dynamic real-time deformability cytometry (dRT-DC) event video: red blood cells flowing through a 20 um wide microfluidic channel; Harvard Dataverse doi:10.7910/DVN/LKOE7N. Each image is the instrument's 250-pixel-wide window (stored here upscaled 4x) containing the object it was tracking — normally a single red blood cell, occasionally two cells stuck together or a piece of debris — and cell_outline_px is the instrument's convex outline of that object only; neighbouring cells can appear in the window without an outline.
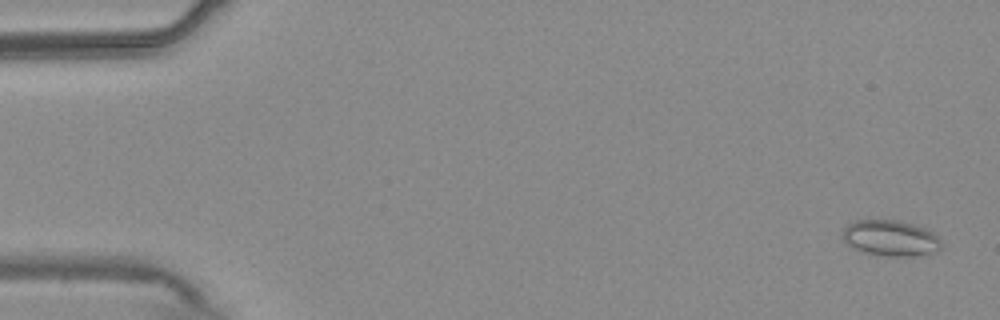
{"species": "common noctule bat (a hibernating species)", "species_latin": "Nyctalus noctula", "temperature_condition": "warm", "stored_images_in_passage": 55, "camera_frame_rate_fps": 3000, "um_per_image_px": 0.085, "animal": {"sex": "male", "body_mass_g": 20.4}, "frame": {"image": 1, "passage_image": 2, "time_ms": 0.333, "image_size_px": [1000, 320], "cell_outline_px": [[944, 248], [936, 252], [912, 256], [888, 256], [864, 252], [848, 244], [844, 240], [840, 232], [848, 224], [856, 220], [896, 220], [912, 224], [924, 228], [932, 232], [944, 244]], "centroid_in_image_um": [75.72, 20.24], "position_along_channel_um": 9.3, "area_um2": 20.63}}
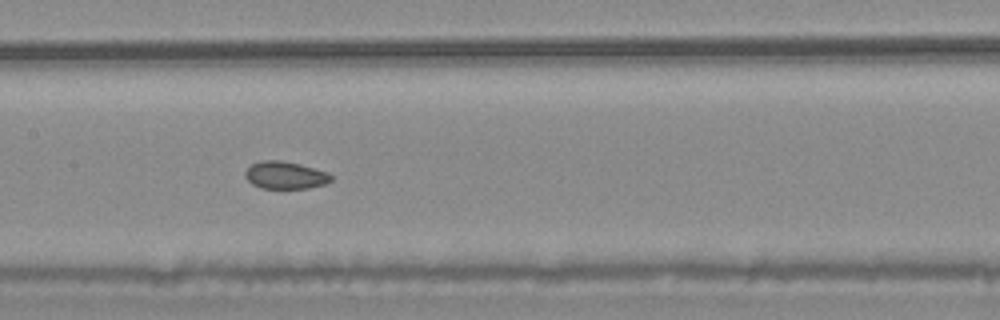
{"frame": {"image": 2, "passage_image": 27, "time_ms": 8.667, "image_size_px": [1000, 320], "cell_outline_px": [[332, 180], [324, 184], [308, 188], [260, 188], [252, 184], [244, 176], [244, 172], [252, 164], [260, 160], [280, 160], [300, 164], [328, 172], [332, 176]], "centroid_in_image_um": [24.23, 14.89], "position_along_channel_um": 183.2, "area_um2": 13.76}}
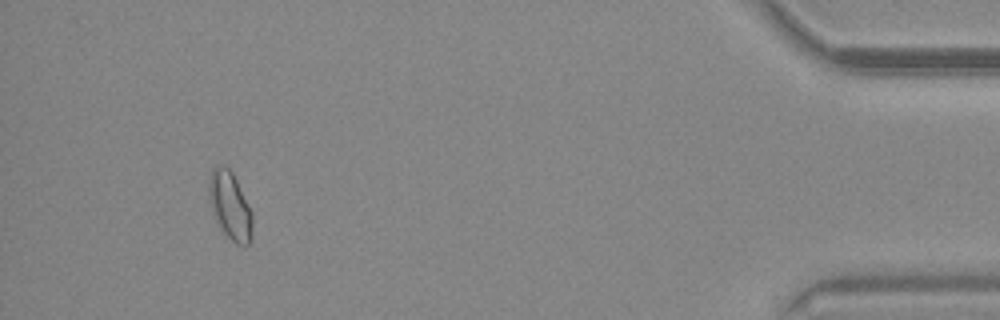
{"frame": {"image": 3, "passage_image": 51, "time_ms": 16.667, "image_size_px": [1000, 320], "cell_outline_px": [[252, 236], [248, 244], [236, 244], [220, 228], [212, 212], [208, 196], [208, 180], [212, 168], [216, 164], [220, 164], [228, 168], [232, 172], [252, 212]], "centroid_in_image_um": [19.52, 17.44], "position_along_channel_um": 415.7, "area_um2": 17.17}, "authors_computed_cell_mechanics": {"area_um2": 15.2592, "velocity_mm_per_s": 3.7379, "shape_relaxation_time_tau1_ms": null, "shape_relaxation_time_tau2_ms": 3.0348, "deformation_change_tau1": null, "deformation_change_tau2": 0.0435}}